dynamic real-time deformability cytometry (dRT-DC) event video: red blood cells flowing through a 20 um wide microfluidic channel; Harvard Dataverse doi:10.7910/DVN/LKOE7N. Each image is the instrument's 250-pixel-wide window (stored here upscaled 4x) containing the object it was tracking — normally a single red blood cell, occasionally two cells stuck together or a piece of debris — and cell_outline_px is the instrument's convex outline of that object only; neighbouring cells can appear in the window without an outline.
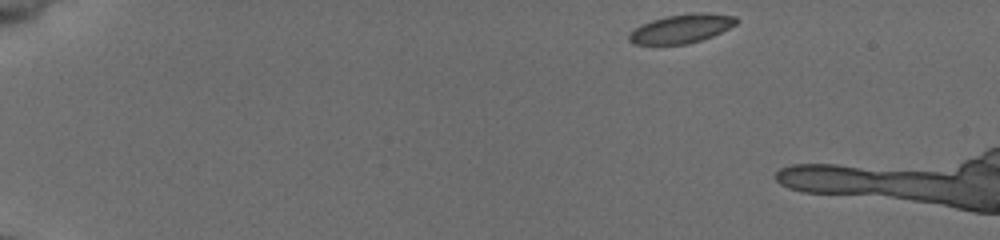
{"species": "common noctule bat (a hibernating species)", "species_latin": "Nyctalus noctula", "temperature_condition": "cold", "stored_images_in_passage": 7, "camera_frame_rate_fps": 3000, "um_per_image_px": 0.085, "animal": {"sex": "female", "body_mass_g": 19.5, "forearm_length_mm": 54.1}, "frame": {"image": 1, "passage_image": 1, "time_ms": 0.0, "image_size_px": [1000, 240], "cell_outline_px": [[740, 20], [736, 24], [712, 36], [700, 40], [684, 44], [636, 44], [628, 40], [628, 36], [636, 28], [652, 20], [668, 16], [692, 12], [700, 12], [736, 16]], "centroid_in_image_um": [57.96, 2.42], "position_along_channel_um": 27.0, "area_um2": 17.69}}